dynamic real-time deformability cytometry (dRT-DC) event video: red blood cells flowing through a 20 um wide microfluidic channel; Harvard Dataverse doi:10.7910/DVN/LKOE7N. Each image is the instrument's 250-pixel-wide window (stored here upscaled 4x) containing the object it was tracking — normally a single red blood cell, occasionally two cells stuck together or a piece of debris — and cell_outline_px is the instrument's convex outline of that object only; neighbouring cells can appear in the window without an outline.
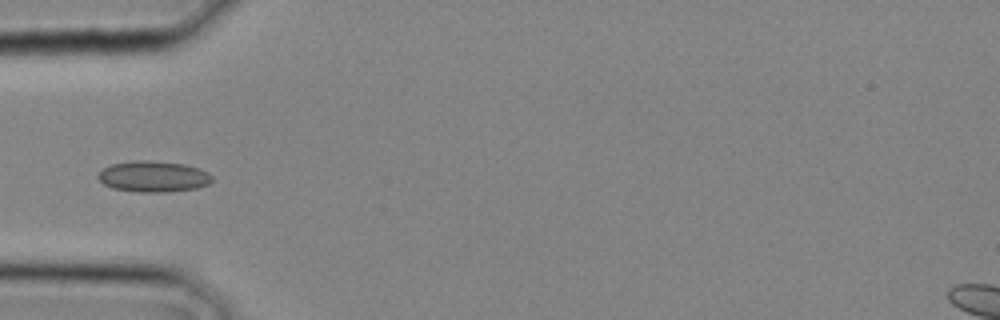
{"species": "common noctule bat (a hibernating species)", "species_latin": "Nyctalus noctula", "temperature_condition": "cold", "stored_images_in_passage": 7, "camera_frame_rate_fps": 3000, "um_per_image_px": 0.085, "animal": {"sex": "male", "body_mass_g": 20.4}, "frame": {"image": 1, "passage_image": 2, "time_ms": 0.333, "image_size_px": [1000, 320], "cell_outline_px": [[212, 180], [208, 184], [196, 188], [164, 192], [140, 192], [112, 188], [104, 184], [96, 176], [104, 168], [112, 164], [140, 160], [144, 160], [184, 164], [200, 168], [208, 172], [212, 176]], "centroid_in_image_um": [13.05, 15.0], "position_along_channel_um": 72.0, "area_um2": 20.4}}
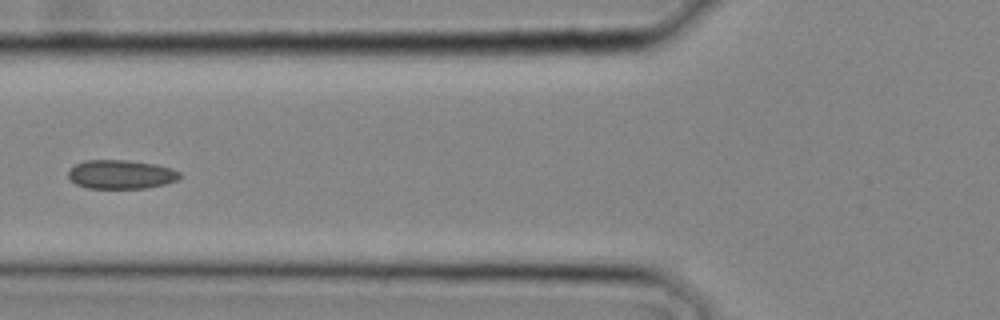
{"frame": {"image": 2, "passage_image": 4, "time_ms": 1.0, "image_size_px": [1000, 320], "cell_outline_px": [[184, 176], [176, 180], [164, 184], [144, 188], [88, 188], [76, 184], [68, 176], [68, 172], [76, 164], [84, 160], [128, 160], [156, 164], [172, 168], [180, 172]], "centroid_in_image_um": [10.32, 14.81], "position_along_channel_um": 115.5, "area_um2": 18.79}}
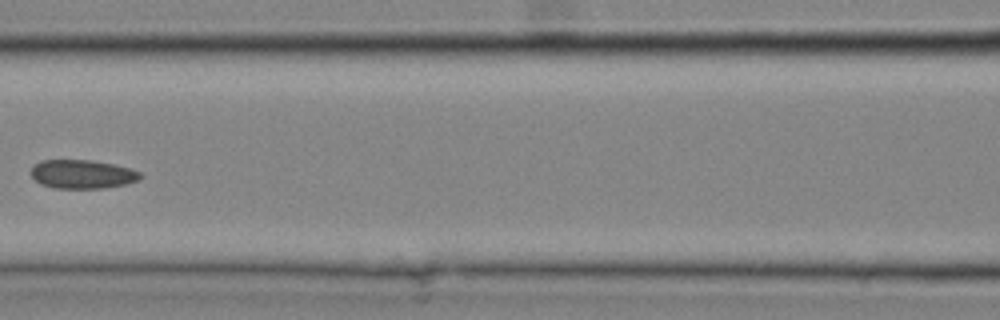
{"frame": {"image": 3, "passage_image": 6, "time_ms": 1.667, "image_size_px": [1000, 320], "cell_outline_px": [[140, 180], [124, 184], [104, 188], [56, 188], [40, 184], [32, 176], [32, 168], [40, 160], [92, 160], [116, 164], [132, 168], [140, 172]], "centroid_in_image_um": [7.03, 14.8], "position_along_channel_um": 159.6, "area_um2": 18.32}}